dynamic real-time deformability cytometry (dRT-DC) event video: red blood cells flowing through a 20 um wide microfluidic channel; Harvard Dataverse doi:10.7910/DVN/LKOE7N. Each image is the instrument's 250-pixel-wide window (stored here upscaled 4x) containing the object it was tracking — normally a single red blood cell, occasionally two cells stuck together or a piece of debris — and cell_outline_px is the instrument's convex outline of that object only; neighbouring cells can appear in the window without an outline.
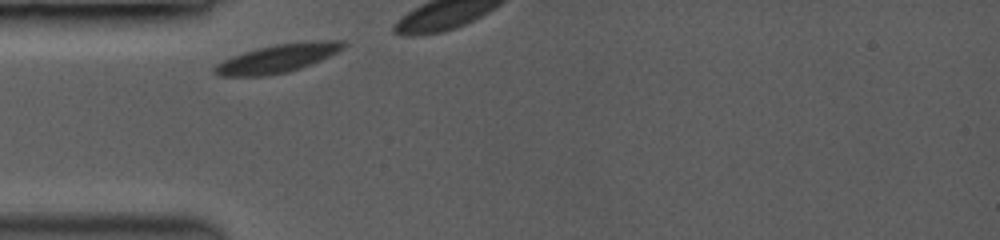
{"species": "common noctule bat (a hibernating species)", "species_latin": "Nyctalus noctula", "temperature_condition": "room temperature", "stored_images_in_passage": 5, "camera_frame_rate_fps": 3500, "um_per_image_px": 0.085, "animal": {"sex": "female", "body_mass_g": 19.0, "forearm_length_mm": 53.3}, "frame": {"image": 1, "passage_image": 1, "time_ms": 0.0, "image_size_px": [1000, 240], "cell_outline_px": [[348, 44], [344, 48], [320, 60], [300, 68], [288, 72], [264, 76], [220, 76], [212, 72], [212, 68], [216, 64], [232, 56], [244, 52], [276, 44], [312, 40], [344, 40]], "centroid_in_image_um": [23.61, 4.95], "position_along_channel_um": 61.4, "area_um2": 21.27}}